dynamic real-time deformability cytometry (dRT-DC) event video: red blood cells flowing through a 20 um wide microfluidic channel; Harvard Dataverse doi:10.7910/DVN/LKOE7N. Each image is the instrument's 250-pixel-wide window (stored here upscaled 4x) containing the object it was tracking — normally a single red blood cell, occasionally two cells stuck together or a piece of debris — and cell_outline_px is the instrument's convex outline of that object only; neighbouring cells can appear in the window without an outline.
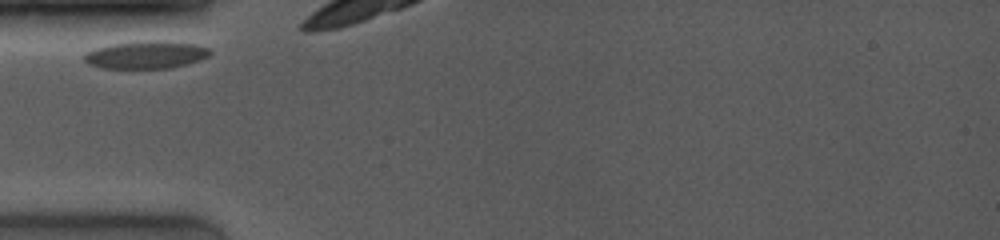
{"species": "common noctule bat (a hibernating species)", "species_latin": "Nyctalus noctula", "temperature_condition": "room temperature", "stored_images_in_passage": 2, "camera_frame_rate_fps": 4000, "um_per_image_px": 0.085, "animal": {"sex": "female", "body_mass_g": 19.0, "forearm_length_mm": 53.3}, "frame": {"image": 1, "passage_image": 1, "time_ms": 0.0, "image_size_px": [1000, 240], "cell_outline_px": [[212, 52], [208, 56], [200, 60], [188, 64], [168, 68], [100, 68], [88, 64], [84, 60], [84, 56], [88, 52], [96, 48], [112, 44], [144, 40], [160, 40], [196, 44], [208, 48]], "centroid_in_image_um": [12.43, 4.65], "position_along_channel_um": 72.6, "area_um2": 20.29}}